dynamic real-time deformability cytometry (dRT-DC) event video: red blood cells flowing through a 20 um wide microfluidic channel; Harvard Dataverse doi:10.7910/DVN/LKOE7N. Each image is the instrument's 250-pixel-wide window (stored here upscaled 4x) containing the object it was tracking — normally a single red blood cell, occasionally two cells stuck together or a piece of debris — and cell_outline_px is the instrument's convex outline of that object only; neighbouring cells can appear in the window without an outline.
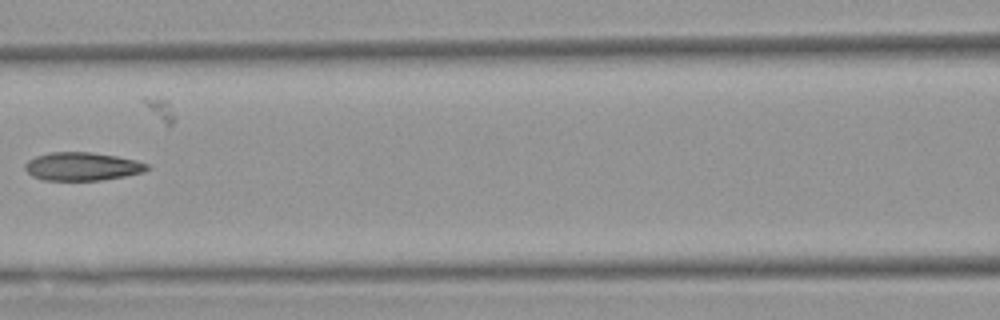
{"species": "Egyptian fruit bat (a non-hibernating species)", "species_latin": "Rousettus aegyptiacus", "temperature_condition": "warm", "stored_images_in_passage": 9, "camera_frame_rate_fps": 3000, "um_per_image_px": 0.085, "animal": {"sex": "female"}, "frame": {"image": 1, "passage_image": 6, "time_ms": 7.0, "image_size_px": [1000, 320], "cell_outline_px": [[152, 168], [144, 172], [124, 176], [100, 180], [44, 180], [32, 176], [24, 168], [24, 164], [28, 160], [36, 156], [48, 152], [92, 152], [116, 156], [136, 160], [148, 164]], "centroid_in_image_um": [6.99, 14.14], "position_along_channel_um": 159.6, "area_um2": 20.17}}